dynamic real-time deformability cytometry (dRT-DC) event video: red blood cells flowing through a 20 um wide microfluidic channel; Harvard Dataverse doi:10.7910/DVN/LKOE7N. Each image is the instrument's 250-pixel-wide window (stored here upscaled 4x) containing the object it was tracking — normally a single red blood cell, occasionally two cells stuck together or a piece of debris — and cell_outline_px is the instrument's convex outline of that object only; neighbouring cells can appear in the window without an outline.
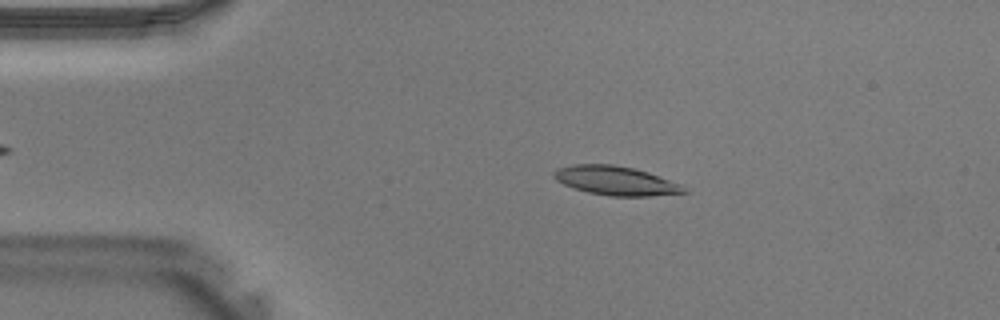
{"species": "Egyptian fruit bat (a non-hibernating species)", "species_latin": "Rousettus aegyptiacus", "temperature_condition": "warm", "stored_images_in_passage": 34, "camera_frame_rate_fps": 3000, "um_per_image_px": 0.085, "animal": {"sex": "male"}, "frame": {"image": 1, "passage_image": 7, "time_ms": 2.0, "image_size_px": [1000, 320], "cell_outline_px": [[688, 192], [648, 196], [612, 196], [588, 192], [564, 184], [556, 180], [552, 176], [552, 172], [556, 168], [572, 164], [612, 164], [632, 168], [648, 172], [684, 184]], "centroid_in_image_um": [52.35, 15.35], "position_along_channel_um": 32.6, "area_um2": 22.08}}
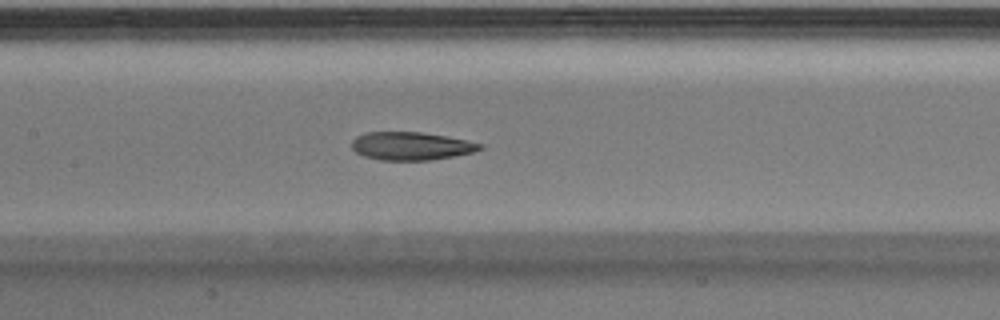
{"frame": {"image": 2, "passage_image": 18, "time_ms": 5.667, "image_size_px": [1000, 320], "cell_outline_px": [[484, 148], [472, 152], [432, 160], [380, 160], [364, 156], [356, 152], [352, 148], [352, 140], [356, 136], [368, 132], [420, 132], [444, 136], [484, 144]], "centroid_in_image_um": [34.92, 12.41], "position_along_channel_um": 172.5, "area_um2": 20.81}}
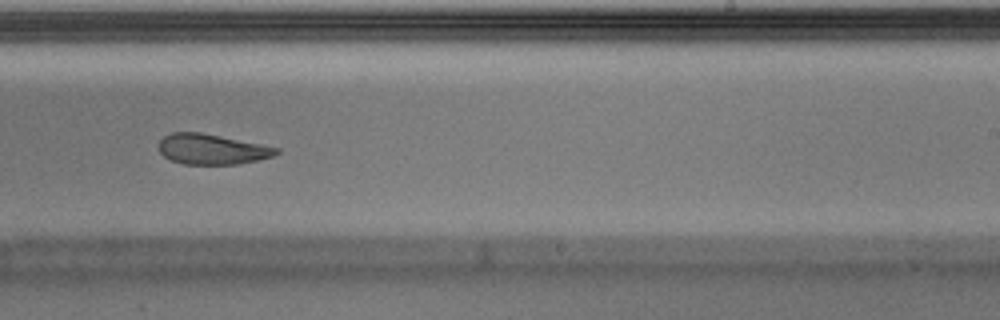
{"frame": {"image": 3, "passage_image": 24, "time_ms": 7.667, "image_size_px": [1000, 320], "cell_outline_px": [[280, 152], [272, 156], [256, 160], [236, 164], [184, 164], [172, 160], [164, 156], [160, 152], [160, 140], [164, 136], [172, 132], [200, 132], [280, 148]], "centroid_in_image_um": [18.0, 12.68], "position_along_channel_um": 271.0, "area_um2": 20.46}}